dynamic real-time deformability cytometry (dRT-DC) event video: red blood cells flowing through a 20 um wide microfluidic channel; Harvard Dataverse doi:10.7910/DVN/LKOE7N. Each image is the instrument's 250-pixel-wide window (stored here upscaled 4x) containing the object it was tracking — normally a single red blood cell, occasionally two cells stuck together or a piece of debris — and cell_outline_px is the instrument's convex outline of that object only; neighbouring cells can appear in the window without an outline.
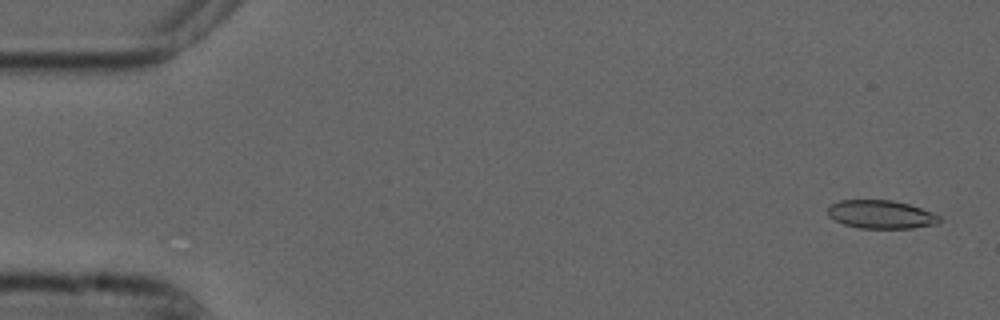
{"species": "common noctule bat (a hibernating species)", "species_latin": "Nyctalus noctula", "temperature_condition": "cold", "stored_images_in_passage": 54, "camera_frame_rate_fps": 3000, "um_per_image_px": 0.085, "animal": {"sex": "male", "forearm_length_mm": 52.5}, "frame": {"image": 1, "passage_image": 2, "time_ms": 0.333, "image_size_px": [1000, 320], "cell_outline_px": [[940, 224], [912, 228], [860, 228], [844, 224], [828, 216], [828, 208], [832, 204], [840, 200], [892, 200], [908, 204], [932, 212], [940, 216]], "centroid_in_image_um": [74.91, 18.23], "position_along_channel_um": 10.1, "area_um2": 18.38}}
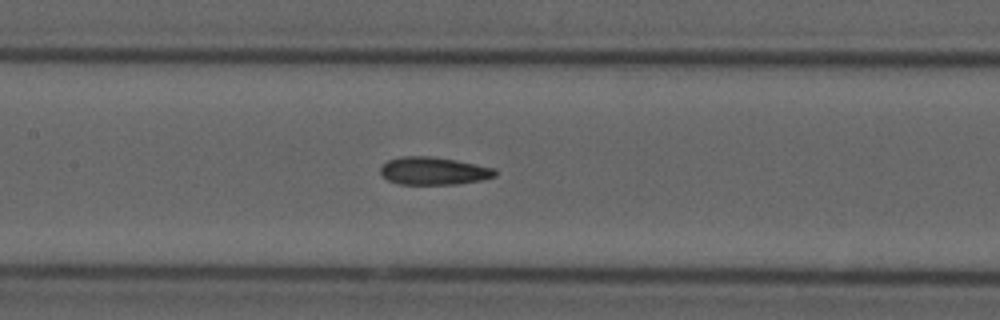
{"frame": {"image": 2, "passage_image": 25, "time_ms": 8.0, "image_size_px": [1000, 320], "cell_outline_px": [[496, 176], [484, 180], [456, 184], [400, 184], [388, 180], [380, 172], [380, 168], [388, 160], [400, 156], [432, 156], [456, 160], [496, 168]], "centroid_in_image_um": [36.89, 14.52], "position_along_channel_um": 170.5, "area_um2": 18.61}}
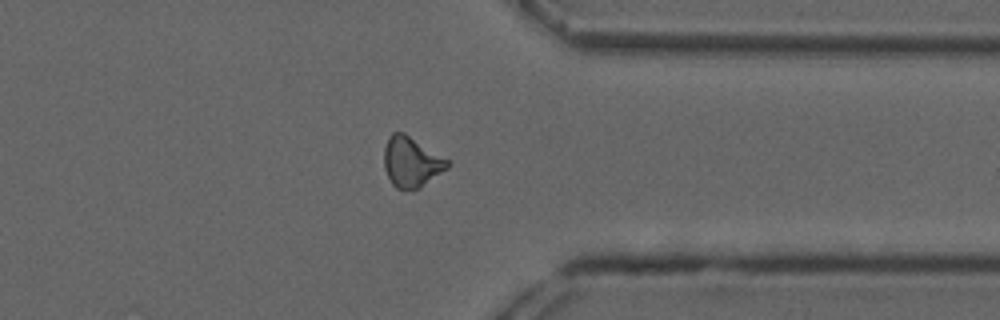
{"frame": {"image": 3, "passage_image": 42, "time_ms": 13.667, "image_size_px": [1000, 320], "cell_outline_px": [[452, 164], [448, 168], [420, 188], [396, 188], [392, 184], [384, 168], [384, 148], [388, 136], [392, 132], [404, 132], [448, 160]], "centroid_in_image_um": [34.96, 13.75], "position_along_channel_um": 376.4, "area_um2": 18.44}, "authors_computed_cell_mechanics": {"area_um2": 18.496, "velocity_mm_per_s": 3.7491, "shape_relaxation_time_tau1_ms": null, "shape_relaxation_time_tau2_ms": 4.0781, "deformation_change_tau1": null, "deformation_change_tau2": 0.1014}}